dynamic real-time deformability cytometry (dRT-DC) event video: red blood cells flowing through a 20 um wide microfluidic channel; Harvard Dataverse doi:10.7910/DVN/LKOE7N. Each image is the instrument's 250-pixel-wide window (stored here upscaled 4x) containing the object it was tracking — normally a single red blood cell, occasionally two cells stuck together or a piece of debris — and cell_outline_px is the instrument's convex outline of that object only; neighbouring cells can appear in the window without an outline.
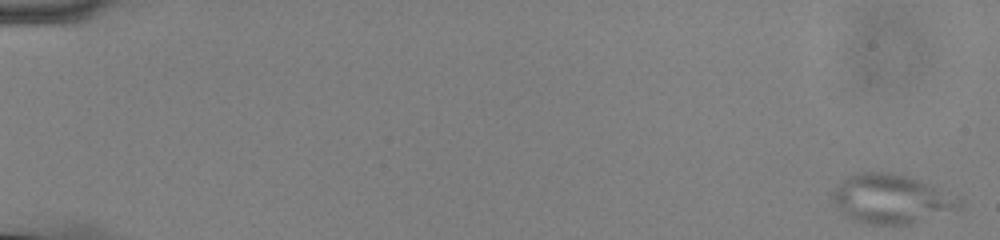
{"species": "common noctule bat (a hibernating species)", "species_latin": "Nyctalus noctula", "temperature_condition": "cold", "stored_images_in_passage": 4, "camera_frame_rate_fps": 3000, "um_per_image_px": 0.085, "animal": {"sex": "male", "body_mass_g": 13.0, "forearm_length_mm": 53.1}, "frame": {"image": 1, "passage_image": 1, "time_ms": 0.0, "image_size_px": [1000, 240], "cell_outline_px": [[964, 204], [960, 208], [908, 224], [864, 224], [852, 220], [832, 204], [832, 188], [844, 180], [852, 176], [864, 172], [888, 172], [904, 176], [964, 196]], "centroid_in_image_um": [75.78, 16.92], "position_along_channel_um": 9.2, "area_um2": 36.3}}